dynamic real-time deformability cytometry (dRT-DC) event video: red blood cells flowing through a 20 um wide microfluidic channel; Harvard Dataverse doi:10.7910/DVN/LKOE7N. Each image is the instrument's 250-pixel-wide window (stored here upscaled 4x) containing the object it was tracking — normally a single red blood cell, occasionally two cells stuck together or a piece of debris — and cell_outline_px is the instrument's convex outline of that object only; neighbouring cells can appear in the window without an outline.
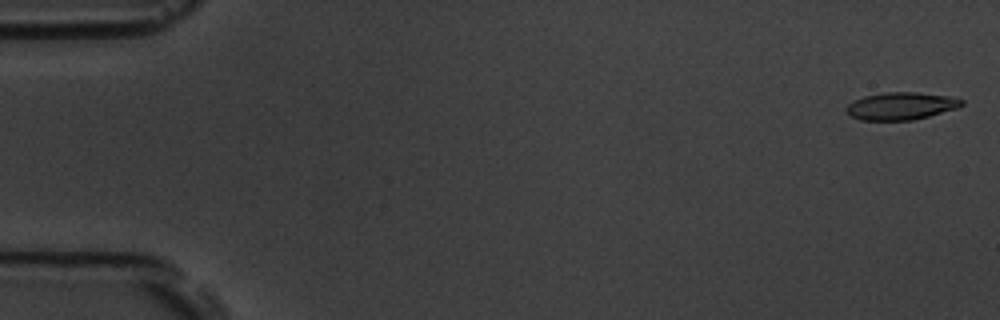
{"species": "common noctule bat (a hibernating species)", "species_latin": "Nyctalus noctula", "temperature_condition": "room temperature", "stored_images_in_passage": 55, "camera_frame_rate_fps": 3000, "um_per_image_px": 0.085, "animal": {"sex": "male", "body_mass_g": 19.5, "forearm_length_mm": 54.6}, "frame": {"image": 1, "passage_image": 1, "time_ms": 0.0, "image_size_px": [1000, 320], "cell_outline_px": [[964, 104], [956, 108], [928, 116], [912, 120], [860, 120], [852, 116], [844, 108], [852, 100], [864, 96], [884, 92], [916, 92], [948, 96], [964, 100]], "centroid_in_image_um": [76.55, 9.0], "position_along_channel_um": 8.4, "area_um2": 18.38}}
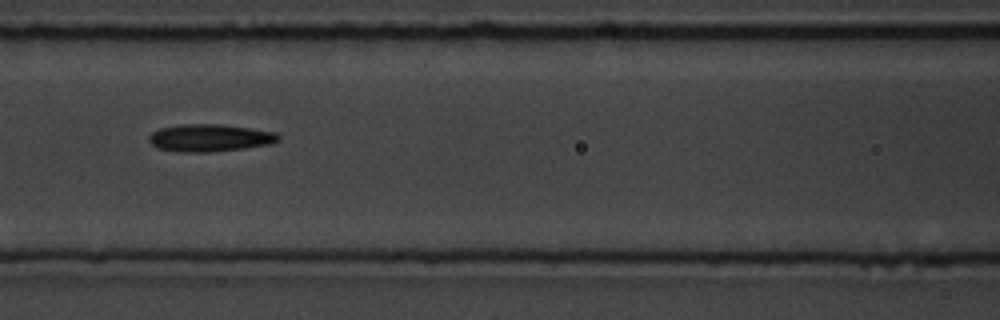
{"frame": {"image": 2, "passage_image": 24, "time_ms": 7.667, "image_size_px": [1000, 320], "cell_outline_px": [[280, 140], [268, 144], [244, 148], [208, 152], [176, 152], [156, 148], [148, 140], [148, 136], [152, 132], [160, 128], [180, 124], [220, 124], [252, 128], [276, 132], [280, 136]], "centroid_in_image_um": [17.8, 11.71], "position_along_channel_um": 148.8, "area_um2": 20.81}}
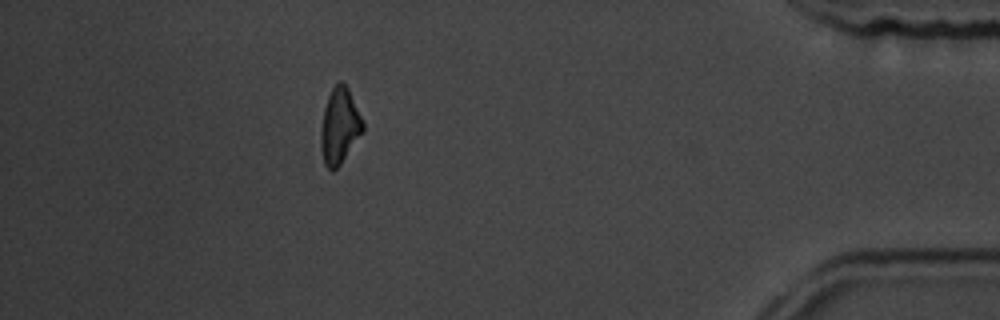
{"frame": {"image": 3, "passage_image": 49, "time_ms": 16.0, "image_size_px": [1000, 320], "cell_outline_px": [[364, 132], [340, 164], [332, 172], [324, 164], [320, 148], [320, 132], [324, 108], [328, 96], [332, 88], [340, 80], [348, 88], [364, 120]], "centroid_in_image_um": [28.87, 10.72], "position_along_channel_um": 406.3, "area_um2": 18.79}, "authors_computed_cell_mechanics": {"area_um2": 19.074, "velocity_mm_per_s": 3.699, "shape_relaxation_time_tau1_ms": 2.7047, "shape_relaxation_time_tau2_ms": 8.553, "deformation_change_tau1": 0.1192, "deformation_change_tau2": 0.1935}}